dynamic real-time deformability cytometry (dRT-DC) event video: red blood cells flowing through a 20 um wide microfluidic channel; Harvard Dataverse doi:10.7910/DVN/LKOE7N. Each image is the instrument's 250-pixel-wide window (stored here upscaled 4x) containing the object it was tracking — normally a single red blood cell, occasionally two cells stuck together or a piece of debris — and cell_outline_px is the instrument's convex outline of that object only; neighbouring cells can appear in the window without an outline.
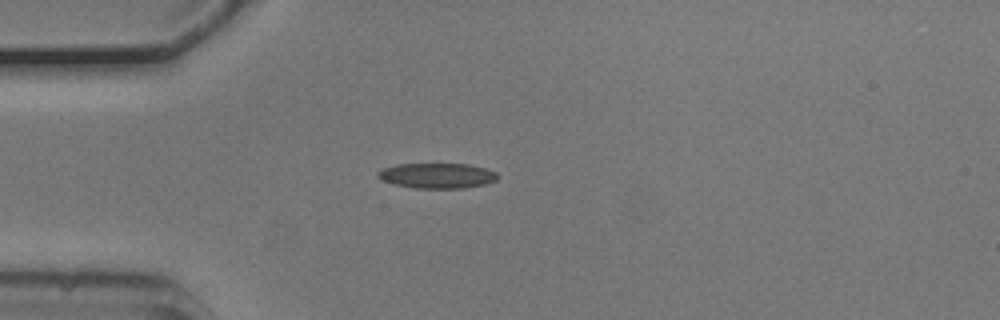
{"species": "common noctule bat (a hibernating species)", "species_latin": "Nyctalus noctula", "temperature_condition": "cold", "stored_images_in_passage": 41, "camera_frame_rate_fps": 3000, "um_per_image_px": 0.085, "animal": {"sex": "male", "body_mass_g": 20.5, "forearm_length_mm": 52.5}, "frame": {"image": 1, "passage_image": 1, "time_ms": 0.0, "image_size_px": [1000, 320], "cell_outline_px": [[500, 176], [496, 180], [484, 184], [464, 188], [416, 188], [396, 184], [384, 180], [376, 176], [376, 172], [384, 168], [400, 164], [468, 164], [484, 168], [496, 172]], "centroid_in_image_um": [37.18, 14.93], "position_along_channel_um": 47.8, "area_um2": 17.4}}
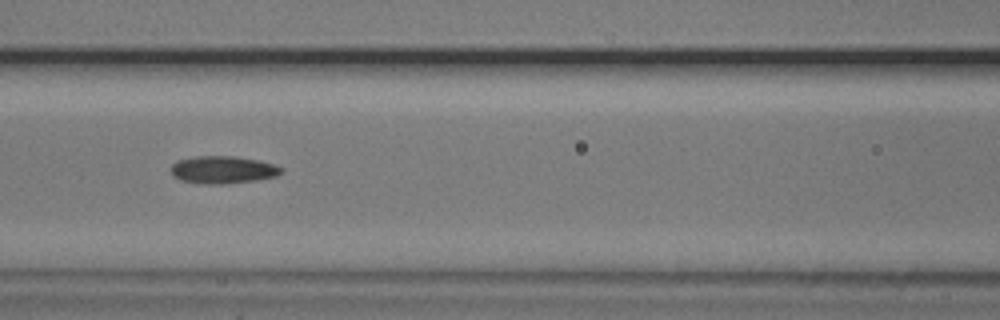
{"frame": {"image": 2, "passage_image": 10, "time_ms": 3.0, "image_size_px": [1000, 320], "cell_outline_px": [[284, 172], [276, 176], [256, 180], [224, 184], [204, 184], [180, 180], [172, 176], [172, 164], [176, 160], [196, 156], [236, 156], [260, 160], [276, 164], [284, 168]], "centroid_in_image_um": [18.98, 14.42], "position_along_channel_um": 147.6, "area_um2": 17.98}}
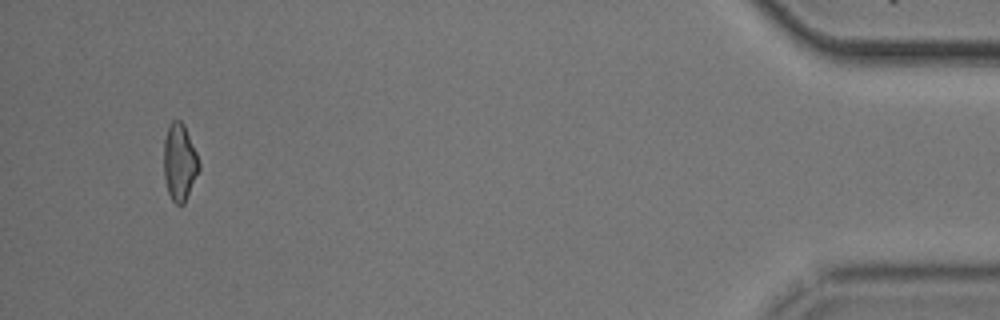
{"frame": {"image": 3, "passage_image": 38, "time_ms": 12.333, "image_size_px": [1000, 320], "cell_outline_px": [[200, 168], [184, 204], [176, 204], [172, 200], [168, 192], [164, 176], [164, 140], [168, 128], [172, 120], [180, 120], [184, 124], [200, 160]], "centroid_in_image_um": [15.27, 13.78], "position_along_channel_um": 419.9, "area_um2": 15.78}, "authors_computed_cell_mechanics": {"area_um2": 16.6464, "velocity_mm_per_s": 3.7365, "shape_relaxation_time_tau1_ms": 4.8771, "shape_relaxation_time_tau2_ms": 3.4301, "deformation_change_tau1": 0.1258, "deformation_change_tau2": 0.1001}}